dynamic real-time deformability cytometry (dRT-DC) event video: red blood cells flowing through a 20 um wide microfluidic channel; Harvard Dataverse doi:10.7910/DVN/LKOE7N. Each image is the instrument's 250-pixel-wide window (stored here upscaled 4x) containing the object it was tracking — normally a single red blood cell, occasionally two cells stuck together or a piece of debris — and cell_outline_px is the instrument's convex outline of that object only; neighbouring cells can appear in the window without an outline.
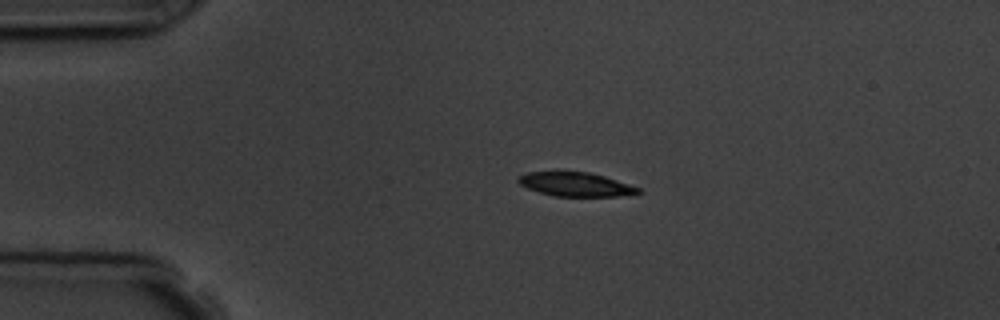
{"species": "common noctule bat (a hibernating species)", "species_latin": "Nyctalus noctula", "temperature_condition": "room temperature", "stored_images_in_passage": 2, "camera_frame_rate_fps": 3000, "um_per_image_px": 0.085, "animal": {"sex": "male", "body_mass_g": 19.5, "forearm_length_mm": 54.6}, "frame": {"image": 1, "passage_image": 1, "time_ms": 0.0, "image_size_px": [1000, 320], "cell_outline_px": [[644, 192], [616, 196], [556, 196], [540, 192], [528, 188], [520, 184], [516, 180], [520, 176], [528, 172], [556, 168], [560, 168], [588, 172], [604, 176], [640, 188]], "centroid_in_image_um": [48.86, 15.61], "position_along_channel_um": 36.1, "area_um2": 17.34}}